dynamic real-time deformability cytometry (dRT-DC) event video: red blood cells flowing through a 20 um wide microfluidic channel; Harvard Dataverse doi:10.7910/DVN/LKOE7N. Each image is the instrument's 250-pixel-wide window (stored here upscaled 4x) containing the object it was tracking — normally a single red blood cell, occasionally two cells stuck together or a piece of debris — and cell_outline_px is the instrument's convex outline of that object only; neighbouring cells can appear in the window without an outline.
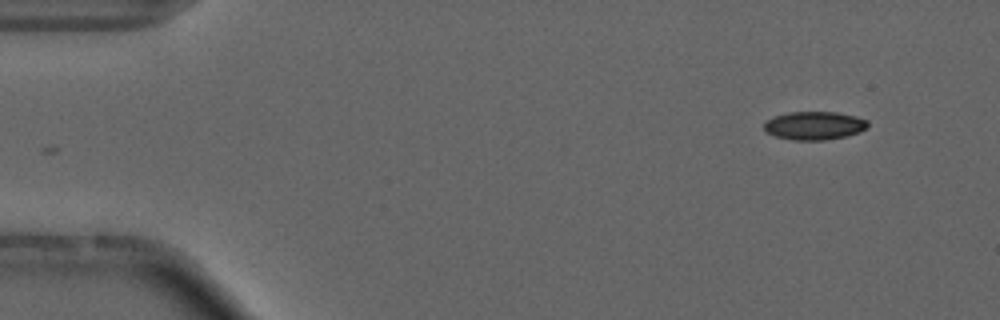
{"species": "common noctule bat (a hibernating species)", "species_latin": "Nyctalus noctula", "temperature_condition": "cold", "stored_images_in_passage": 51, "camera_frame_rate_fps": 3000, "um_per_image_px": 0.085, "animal": {"sex": "male", "forearm_length_mm": 52.5}, "frame": {"image": 1, "passage_image": 1, "time_ms": 0.0, "image_size_px": [1000, 320], "cell_outline_px": [[868, 128], [860, 132], [848, 136], [824, 140], [792, 140], [776, 136], [764, 132], [764, 124], [768, 120], [776, 116], [788, 112], [836, 112], [856, 116], [868, 120]], "centroid_in_image_um": [69.25, 10.68], "position_along_channel_um": 15.7, "area_um2": 17.22}}
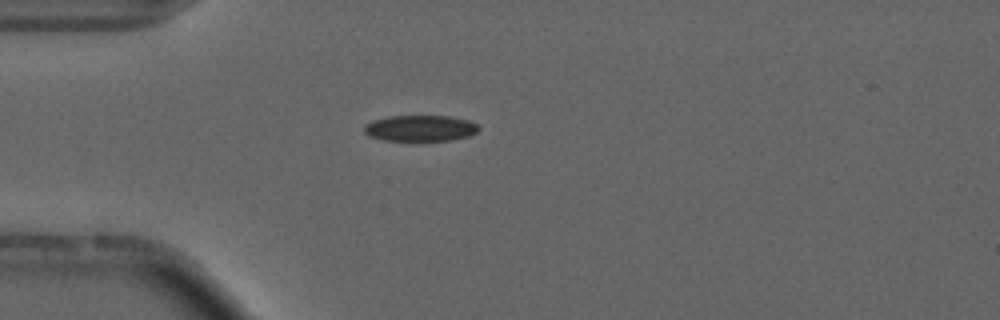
{"frame": {"image": 2, "passage_image": 11, "time_ms": 3.333, "image_size_px": [1000, 320], "cell_outline_px": [[480, 128], [476, 132], [468, 136], [452, 140], [384, 140], [368, 136], [364, 132], [364, 128], [372, 120], [388, 116], [448, 116], [468, 120], [476, 124]], "centroid_in_image_um": [35.71, 10.89], "position_along_channel_um": 49.3, "area_um2": 17.22}, "authors_computed_cell_mechanics": {"area_um2": 17.2244, "velocity_mm_per_s": 3.7152, "shape_relaxation_time_tau1_ms": null, "shape_relaxation_time_tau2_ms": 4.6799, "deformation_change_tau1": null, "deformation_change_tau2": 0.1115}}